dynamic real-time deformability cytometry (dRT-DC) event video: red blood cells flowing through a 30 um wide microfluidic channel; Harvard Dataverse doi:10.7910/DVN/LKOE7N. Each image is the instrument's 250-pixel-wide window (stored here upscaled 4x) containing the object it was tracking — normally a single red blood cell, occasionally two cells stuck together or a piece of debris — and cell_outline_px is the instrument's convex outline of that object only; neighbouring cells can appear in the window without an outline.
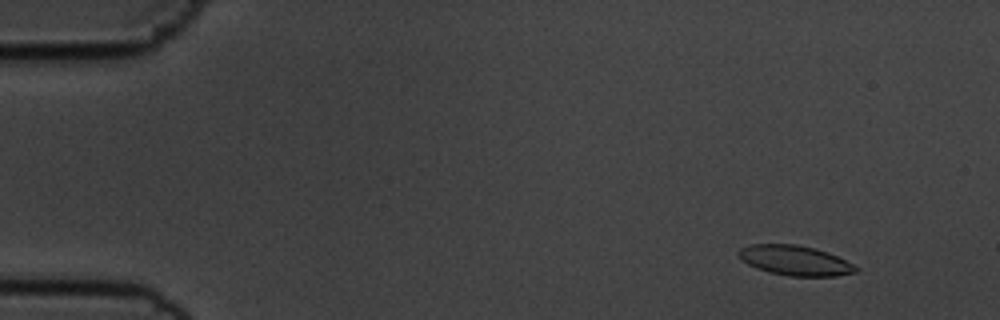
{"species": "common noctule bat (a hibernating species)", "species_latin": "Nyctalus noctula", "temperature_condition": "cold", "stored_images_in_passage": 56, "camera_frame_rate_fps": 3000, "um_per_image_px": 0.085, "animal": {"sex": "male", "body_mass_g": 19.5, "forearm_length_mm": 54.6}, "frame": {"image": 1, "passage_image": 6, "time_ms": 1.667, "image_size_px": [1000, 320], "cell_outline_px": [[860, 268], [856, 272], [836, 276], [788, 276], [768, 272], [756, 268], [748, 264], [736, 252], [740, 248], [752, 244], [796, 244], [828, 252]], "centroid_in_image_um": [67.57, 22.14], "position_along_channel_um": 17.4, "area_um2": 20.29}}
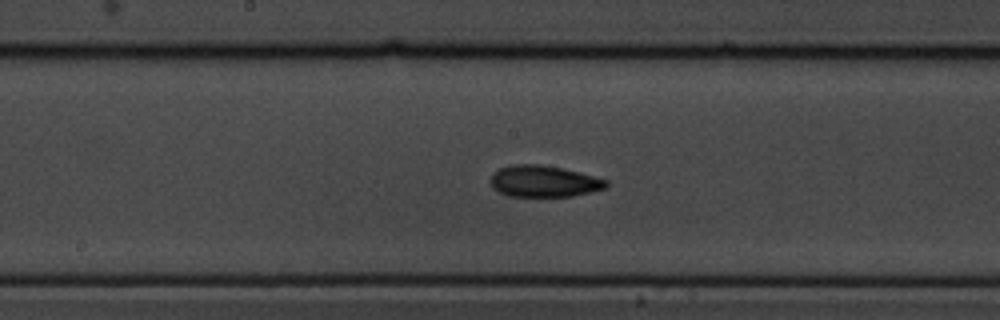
{"frame": {"image": 2, "passage_image": 30, "time_ms": 9.667, "image_size_px": [1000, 320], "cell_outline_px": [[608, 188], [592, 192], [572, 196], [508, 196], [492, 188], [488, 180], [492, 172], [500, 168], [512, 164], [540, 164], [564, 168], [608, 180]], "centroid_in_image_um": [46.2, 15.4], "position_along_channel_um": 202.0, "area_um2": 21.56}}
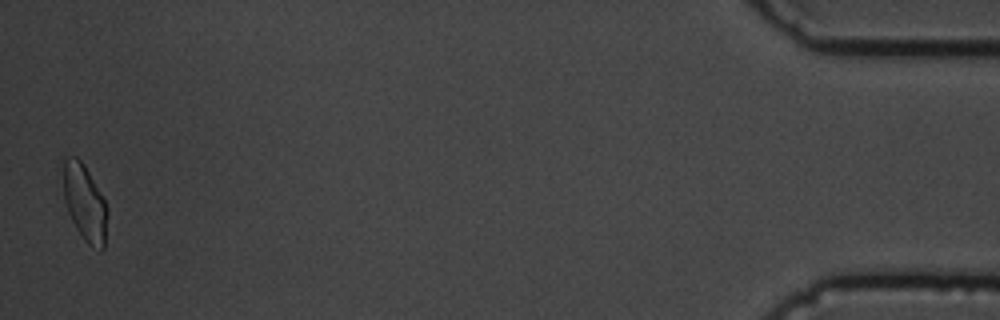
{"frame": {"image": 3, "passage_image": 56, "time_ms": 18.333, "image_size_px": [1000, 320], "cell_outline_px": [[108, 212], [104, 248], [100, 252], [88, 244], [84, 240], [76, 228], [68, 212], [64, 200], [56, 168], [60, 160], [68, 156], [76, 156], [84, 164], [104, 200]], "centroid_in_image_um": [7.09, 17.12], "position_along_channel_um": 428.1, "area_um2": 20.81}, "authors_computed_cell_mechanics": {"area_um2": 20.5768, "velocity_mm_per_s": 3.6063, "shape_relaxation_time_tau1_ms": 6.514, "shape_relaxation_time_tau2_ms": 2.6971, "deformation_change_tau1": 0.1413, "deformation_change_tau2": 0.0768}}